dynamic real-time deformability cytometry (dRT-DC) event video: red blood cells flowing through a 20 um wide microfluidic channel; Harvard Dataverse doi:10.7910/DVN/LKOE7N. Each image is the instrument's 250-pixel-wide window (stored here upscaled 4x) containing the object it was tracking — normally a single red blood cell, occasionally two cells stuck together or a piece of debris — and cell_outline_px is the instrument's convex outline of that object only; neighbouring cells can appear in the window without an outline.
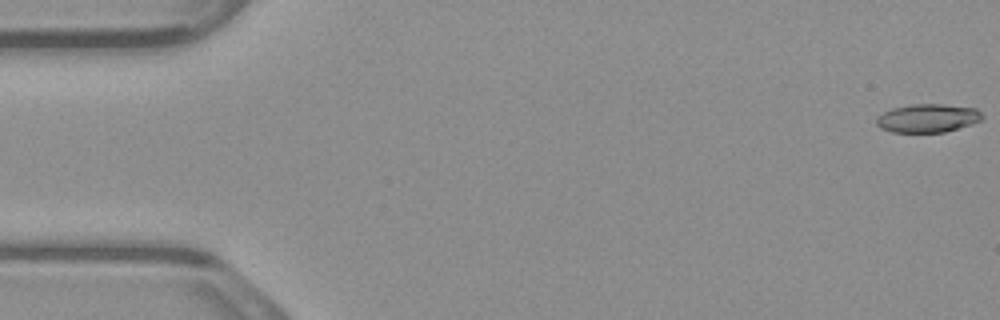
{"species": "common noctule bat (a hibernating species)", "species_latin": "Nyctalus noctula", "temperature_condition": "warm", "stored_images_in_passage": 16, "camera_frame_rate_fps": 3000, "um_per_image_px": 0.085, "animal": {"sex": "male", "body_mass_g": 23.1, "forearm_length_mm": 52.7}, "frame": {"image": 1, "passage_image": 1, "time_ms": 0.0, "image_size_px": [1000, 320], "cell_outline_px": [[984, 120], [972, 124], [944, 132], [892, 132], [880, 128], [876, 124], [876, 116], [892, 108], [912, 104], [944, 104], [976, 108], [984, 116]], "centroid_in_image_um": [78.87, 10.04], "position_along_channel_um": 6.1, "area_um2": 17.69}}
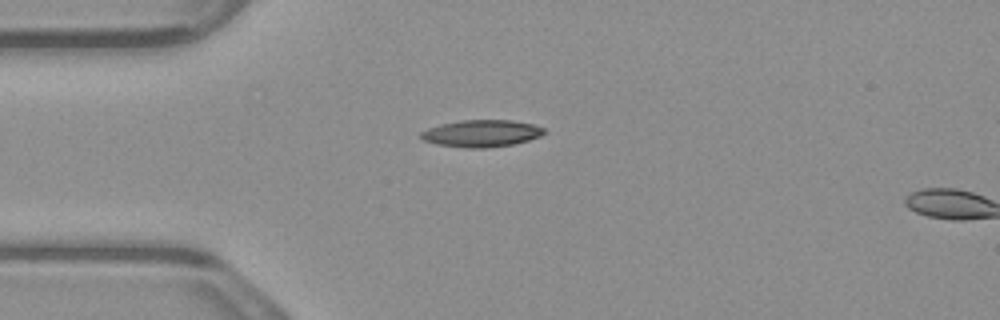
{"frame": {"image": 2, "passage_image": 14, "time_ms": 4.333, "image_size_px": [1000, 320], "cell_outline_px": [[544, 132], [540, 136], [528, 140], [512, 144], [484, 148], [464, 148], [436, 144], [424, 140], [420, 136], [420, 132], [428, 128], [440, 124], [460, 120], [512, 120], [532, 124], [544, 128]], "centroid_in_image_um": [40.89, 11.33], "position_along_channel_um": 44.1, "area_um2": 19.31}}